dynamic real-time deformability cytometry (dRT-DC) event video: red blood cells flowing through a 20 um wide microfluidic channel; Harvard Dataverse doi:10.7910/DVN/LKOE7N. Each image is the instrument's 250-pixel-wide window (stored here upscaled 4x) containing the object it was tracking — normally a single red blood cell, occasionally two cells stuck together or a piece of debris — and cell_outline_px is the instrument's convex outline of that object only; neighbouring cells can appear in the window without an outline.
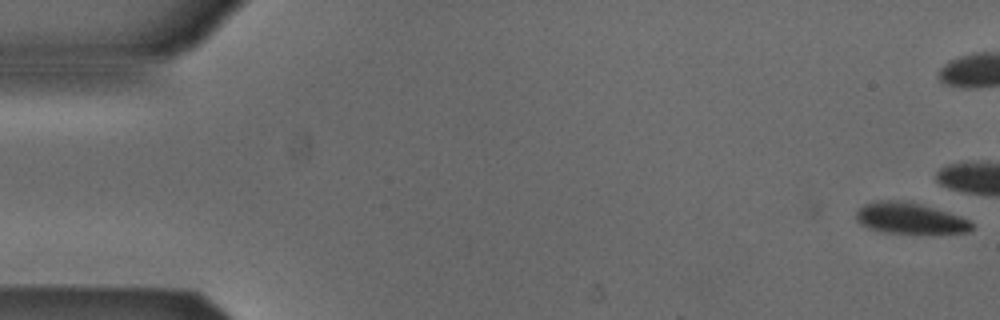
{"species": "Egyptian fruit bat (a non-hibernating species)", "species_latin": "Rousettus aegyptiacus", "temperature_condition": "cold", "stored_images_in_passage": 9, "camera_frame_rate_fps": 3000, "um_per_image_px": 0.085, "animal": {"sex": "male"}, "frame": {"image": 1, "passage_image": 1, "time_ms": 0.0, "image_size_px": [1000, 320], "cell_outline_px": [[972, 228], [968, 232], [880, 232], [868, 228], [860, 224], [856, 220], [856, 212], [864, 204], [872, 200], [904, 200], [920, 204], [948, 212], [960, 216], [968, 220], [972, 224]], "centroid_in_image_um": [77.26, 18.52], "position_along_channel_um": 7.7, "area_um2": 20.63}}